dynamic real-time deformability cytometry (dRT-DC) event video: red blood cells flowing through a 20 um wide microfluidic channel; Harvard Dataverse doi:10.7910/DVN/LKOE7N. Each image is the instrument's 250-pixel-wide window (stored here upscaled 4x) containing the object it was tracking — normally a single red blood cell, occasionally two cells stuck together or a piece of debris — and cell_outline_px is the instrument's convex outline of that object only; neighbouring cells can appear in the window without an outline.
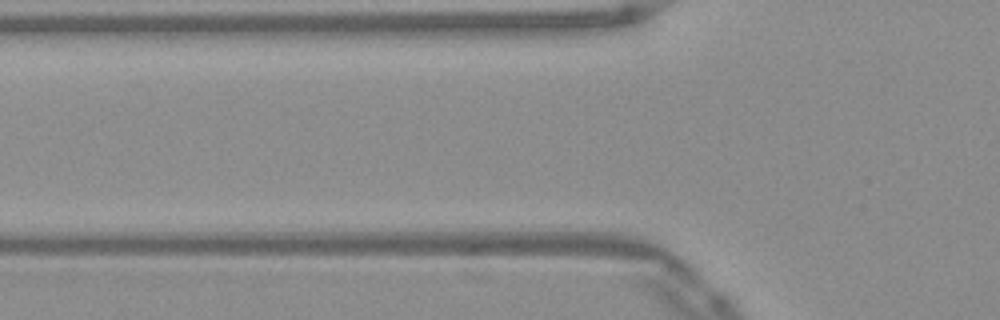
{"species": "Egyptian fruit bat (a non-hibernating species)", "species_latin": "Rousettus aegyptiacus", "temperature_condition": "warm", "stored_images_in_passage": 4, "camera_frame_rate_fps": 3000, "um_per_image_px": 0.085, "frame": {"image": 1, "passage_image": 3, "time_ms": 0.667, "image_size_px": [1000, 320], "cell_outline_px": [[400, 240], [392, 244], [276, 244], [260, 240], [280, 232], [380, 232], [400, 236]], "centroid_in_image_um": [28.25, 20.24], "position_along_channel_um": 97.6, "area_um2": 10.92}}